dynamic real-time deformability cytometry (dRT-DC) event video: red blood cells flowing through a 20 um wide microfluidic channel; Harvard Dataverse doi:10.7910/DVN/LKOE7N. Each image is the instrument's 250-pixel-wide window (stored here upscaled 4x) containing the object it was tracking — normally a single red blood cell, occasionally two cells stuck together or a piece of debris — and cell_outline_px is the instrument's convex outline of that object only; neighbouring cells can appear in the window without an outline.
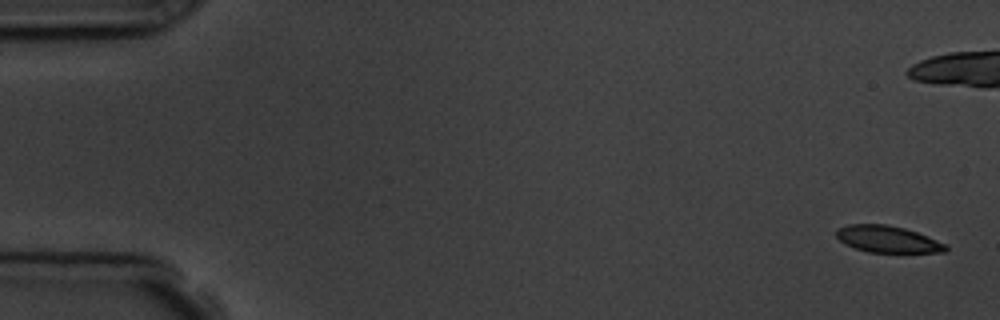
{"species": "common noctule bat (a hibernating species)", "species_latin": "Nyctalus noctula", "temperature_condition": "room temperature", "stored_images_in_passage": 9, "camera_frame_rate_fps": 3000, "um_per_image_px": 0.085, "animal": {"sex": "male", "body_mass_g": 19.5, "forearm_length_mm": 54.6}, "frame": {"image": 1, "passage_image": 1, "time_ms": 0.0, "image_size_px": [1000, 320], "cell_outline_px": [[948, 248], [944, 252], [868, 252], [844, 244], [836, 236], [836, 228], [848, 224], [888, 224], [904, 228], [916, 232], [948, 244]], "centroid_in_image_um": [75.43, 20.32], "position_along_channel_um": 9.6, "area_um2": 17.05}}